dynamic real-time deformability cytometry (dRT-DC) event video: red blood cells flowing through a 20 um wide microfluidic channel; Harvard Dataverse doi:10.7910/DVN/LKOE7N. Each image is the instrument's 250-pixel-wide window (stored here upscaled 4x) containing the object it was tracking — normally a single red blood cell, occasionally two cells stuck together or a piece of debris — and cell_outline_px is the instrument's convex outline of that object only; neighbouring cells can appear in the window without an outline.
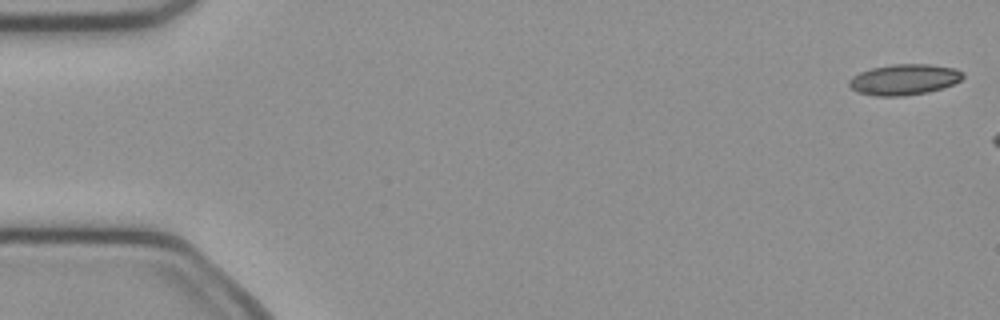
{"species": "common noctule bat (a hibernating species)", "species_latin": "Nyctalus noctula", "temperature_condition": "cold", "stored_images_in_passage": 7, "camera_frame_rate_fps": 3000, "um_per_image_px": 0.085, "animal": {"sex": "female", "body_mass_g": 21.9}, "frame": {"image": 1, "passage_image": 1, "time_ms": 0.0, "image_size_px": [1000, 320], "cell_outline_px": [[964, 76], [960, 80], [952, 84], [928, 92], [904, 96], [876, 96], [860, 92], [852, 88], [848, 84], [848, 80], [852, 76], [860, 72], [872, 68], [892, 64], [928, 64], [956, 68], [964, 72]], "centroid_in_image_um": [76.86, 6.75], "position_along_channel_um": 8.1, "area_um2": 20.35}}